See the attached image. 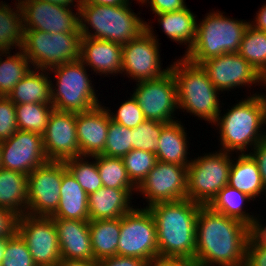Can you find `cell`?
Listing matches in <instances>:
<instances>
[{
  "instance_id": "5",
  "label": "cell",
  "mask_w": 266,
  "mask_h": 266,
  "mask_svg": "<svg viewBox=\"0 0 266 266\" xmlns=\"http://www.w3.org/2000/svg\"><path fill=\"white\" fill-rule=\"evenodd\" d=\"M176 81L178 108L213 124L221 113L219 91L201 65L184 56L170 65Z\"/></svg>"
},
{
  "instance_id": "3",
  "label": "cell",
  "mask_w": 266,
  "mask_h": 266,
  "mask_svg": "<svg viewBox=\"0 0 266 266\" xmlns=\"http://www.w3.org/2000/svg\"><path fill=\"white\" fill-rule=\"evenodd\" d=\"M227 110L212 124L219 127L221 151L244 154L247 149L248 153V147L252 150L266 139V132L261 129L266 125L265 107L259 93L247 96Z\"/></svg>"
},
{
  "instance_id": "33",
  "label": "cell",
  "mask_w": 266,
  "mask_h": 266,
  "mask_svg": "<svg viewBox=\"0 0 266 266\" xmlns=\"http://www.w3.org/2000/svg\"><path fill=\"white\" fill-rule=\"evenodd\" d=\"M0 56L6 57L5 60L0 57V96H8L15 85L31 71L32 65L21 49L15 55L11 56L9 51L0 52Z\"/></svg>"
},
{
  "instance_id": "10",
  "label": "cell",
  "mask_w": 266,
  "mask_h": 266,
  "mask_svg": "<svg viewBox=\"0 0 266 266\" xmlns=\"http://www.w3.org/2000/svg\"><path fill=\"white\" fill-rule=\"evenodd\" d=\"M117 255L147 263L159 258L156 223L148 208L135 207L121 217Z\"/></svg>"
},
{
  "instance_id": "4",
  "label": "cell",
  "mask_w": 266,
  "mask_h": 266,
  "mask_svg": "<svg viewBox=\"0 0 266 266\" xmlns=\"http://www.w3.org/2000/svg\"><path fill=\"white\" fill-rule=\"evenodd\" d=\"M129 3L105 6L82 1L79 7L81 36L107 40L122 46L139 37L146 30V21L133 12Z\"/></svg>"
},
{
  "instance_id": "22",
  "label": "cell",
  "mask_w": 266,
  "mask_h": 266,
  "mask_svg": "<svg viewBox=\"0 0 266 266\" xmlns=\"http://www.w3.org/2000/svg\"><path fill=\"white\" fill-rule=\"evenodd\" d=\"M80 60L98 75L122 74V45L96 38L81 37Z\"/></svg>"
},
{
  "instance_id": "52",
  "label": "cell",
  "mask_w": 266,
  "mask_h": 266,
  "mask_svg": "<svg viewBox=\"0 0 266 266\" xmlns=\"http://www.w3.org/2000/svg\"><path fill=\"white\" fill-rule=\"evenodd\" d=\"M57 266H98L96 261L65 260L61 259Z\"/></svg>"
},
{
  "instance_id": "26",
  "label": "cell",
  "mask_w": 266,
  "mask_h": 266,
  "mask_svg": "<svg viewBox=\"0 0 266 266\" xmlns=\"http://www.w3.org/2000/svg\"><path fill=\"white\" fill-rule=\"evenodd\" d=\"M48 75H50L48 70L32 68L31 71L15 85L7 97L15 104H52L51 78Z\"/></svg>"
},
{
  "instance_id": "43",
  "label": "cell",
  "mask_w": 266,
  "mask_h": 266,
  "mask_svg": "<svg viewBox=\"0 0 266 266\" xmlns=\"http://www.w3.org/2000/svg\"><path fill=\"white\" fill-rule=\"evenodd\" d=\"M17 130L15 103L7 96H0V142L11 138Z\"/></svg>"
},
{
  "instance_id": "11",
  "label": "cell",
  "mask_w": 266,
  "mask_h": 266,
  "mask_svg": "<svg viewBox=\"0 0 266 266\" xmlns=\"http://www.w3.org/2000/svg\"><path fill=\"white\" fill-rule=\"evenodd\" d=\"M150 22L146 30L122 46V74L136 82L154 79L170 70L161 66L159 43Z\"/></svg>"
},
{
  "instance_id": "55",
  "label": "cell",
  "mask_w": 266,
  "mask_h": 266,
  "mask_svg": "<svg viewBox=\"0 0 266 266\" xmlns=\"http://www.w3.org/2000/svg\"><path fill=\"white\" fill-rule=\"evenodd\" d=\"M10 238L11 237H1L0 238V266H1L2 260L4 259V252L6 249L7 242Z\"/></svg>"
},
{
  "instance_id": "12",
  "label": "cell",
  "mask_w": 266,
  "mask_h": 266,
  "mask_svg": "<svg viewBox=\"0 0 266 266\" xmlns=\"http://www.w3.org/2000/svg\"><path fill=\"white\" fill-rule=\"evenodd\" d=\"M137 83L132 95L146 120L163 123L176 121L174 112L179 109L177 87L171 69L160 77Z\"/></svg>"
},
{
  "instance_id": "39",
  "label": "cell",
  "mask_w": 266,
  "mask_h": 266,
  "mask_svg": "<svg viewBox=\"0 0 266 266\" xmlns=\"http://www.w3.org/2000/svg\"><path fill=\"white\" fill-rule=\"evenodd\" d=\"M132 150V134L131 129L122 126L113 120L109 115V127L104 151V156L122 158Z\"/></svg>"
},
{
  "instance_id": "15",
  "label": "cell",
  "mask_w": 266,
  "mask_h": 266,
  "mask_svg": "<svg viewBox=\"0 0 266 266\" xmlns=\"http://www.w3.org/2000/svg\"><path fill=\"white\" fill-rule=\"evenodd\" d=\"M17 233L25 241L34 263L57 265L60 255L57 229L51 217L24 214L18 217Z\"/></svg>"
},
{
  "instance_id": "31",
  "label": "cell",
  "mask_w": 266,
  "mask_h": 266,
  "mask_svg": "<svg viewBox=\"0 0 266 266\" xmlns=\"http://www.w3.org/2000/svg\"><path fill=\"white\" fill-rule=\"evenodd\" d=\"M18 4V5H17ZM16 9L0 2V52H9L19 48L24 40V22L21 5L15 2Z\"/></svg>"
},
{
  "instance_id": "54",
  "label": "cell",
  "mask_w": 266,
  "mask_h": 266,
  "mask_svg": "<svg viewBox=\"0 0 266 266\" xmlns=\"http://www.w3.org/2000/svg\"><path fill=\"white\" fill-rule=\"evenodd\" d=\"M42 1H48L51 3H55V4H59V5H63V6H68V7L73 6L74 8H76L75 9L76 11H79V7H80V4L82 2V0H42ZM74 2H76L75 5H73Z\"/></svg>"
},
{
  "instance_id": "48",
  "label": "cell",
  "mask_w": 266,
  "mask_h": 266,
  "mask_svg": "<svg viewBox=\"0 0 266 266\" xmlns=\"http://www.w3.org/2000/svg\"><path fill=\"white\" fill-rule=\"evenodd\" d=\"M251 151L249 154L257 163L266 194V139L257 144Z\"/></svg>"
},
{
  "instance_id": "42",
  "label": "cell",
  "mask_w": 266,
  "mask_h": 266,
  "mask_svg": "<svg viewBox=\"0 0 266 266\" xmlns=\"http://www.w3.org/2000/svg\"><path fill=\"white\" fill-rule=\"evenodd\" d=\"M119 106L120 107L115 113L111 112L107 107L110 118L114 122L133 129L146 120L140 105L133 95Z\"/></svg>"
},
{
  "instance_id": "16",
  "label": "cell",
  "mask_w": 266,
  "mask_h": 266,
  "mask_svg": "<svg viewBox=\"0 0 266 266\" xmlns=\"http://www.w3.org/2000/svg\"><path fill=\"white\" fill-rule=\"evenodd\" d=\"M18 3L22 8L24 30L73 33L79 27V11L75 14L72 7L42 0H18Z\"/></svg>"
},
{
  "instance_id": "49",
  "label": "cell",
  "mask_w": 266,
  "mask_h": 266,
  "mask_svg": "<svg viewBox=\"0 0 266 266\" xmlns=\"http://www.w3.org/2000/svg\"><path fill=\"white\" fill-rule=\"evenodd\" d=\"M147 266H199L194 259L158 258Z\"/></svg>"
},
{
  "instance_id": "51",
  "label": "cell",
  "mask_w": 266,
  "mask_h": 266,
  "mask_svg": "<svg viewBox=\"0 0 266 266\" xmlns=\"http://www.w3.org/2000/svg\"><path fill=\"white\" fill-rule=\"evenodd\" d=\"M254 21L250 22V25L258 30L266 32V4L257 11Z\"/></svg>"
},
{
  "instance_id": "18",
  "label": "cell",
  "mask_w": 266,
  "mask_h": 266,
  "mask_svg": "<svg viewBox=\"0 0 266 266\" xmlns=\"http://www.w3.org/2000/svg\"><path fill=\"white\" fill-rule=\"evenodd\" d=\"M48 161L40 134L17 130L1 142L2 168L29 175Z\"/></svg>"
},
{
  "instance_id": "28",
  "label": "cell",
  "mask_w": 266,
  "mask_h": 266,
  "mask_svg": "<svg viewBox=\"0 0 266 266\" xmlns=\"http://www.w3.org/2000/svg\"><path fill=\"white\" fill-rule=\"evenodd\" d=\"M155 15L158 16L157 21L162 25L166 36L173 42L187 45L183 55L188 53L196 40L197 16L188 7L179 11Z\"/></svg>"
},
{
  "instance_id": "21",
  "label": "cell",
  "mask_w": 266,
  "mask_h": 266,
  "mask_svg": "<svg viewBox=\"0 0 266 266\" xmlns=\"http://www.w3.org/2000/svg\"><path fill=\"white\" fill-rule=\"evenodd\" d=\"M57 229L60 255L65 260L94 261L89 221L53 219Z\"/></svg>"
},
{
  "instance_id": "23",
  "label": "cell",
  "mask_w": 266,
  "mask_h": 266,
  "mask_svg": "<svg viewBox=\"0 0 266 266\" xmlns=\"http://www.w3.org/2000/svg\"><path fill=\"white\" fill-rule=\"evenodd\" d=\"M135 191L100 187L88 195L89 221L121 218L135 207L130 201Z\"/></svg>"
},
{
  "instance_id": "38",
  "label": "cell",
  "mask_w": 266,
  "mask_h": 266,
  "mask_svg": "<svg viewBox=\"0 0 266 266\" xmlns=\"http://www.w3.org/2000/svg\"><path fill=\"white\" fill-rule=\"evenodd\" d=\"M122 161L129 179L138 187L147 177V174L154 168L157 157L152 152L132 149L122 157Z\"/></svg>"
},
{
  "instance_id": "46",
  "label": "cell",
  "mask_w": 266,
  "mask_h": 266,
  "mask_svg": "<svg viewBox=\"0 0 266 266\" xmlns=\"http://www.w3.org/2000/svg\"><path fill=\"white\" fill-rule=\"evenodd\" d=\"M149 4L154 14L169 13L184 9L185 0H143L141 4Z\"/></svg>"
},
{
  "instance_id": "2",
  "label": "cell",
  "mask_w": 266,
  "mask_h": 266,
  "mask_svg": "<svg viewBox=\"0 0 266 266\" xmlns=\"http://www.w3.org/2000/svg\"><path fill=\"white\" fill-rule=\"evenodd\" d=\"M200 207L190 199L148 207L156 223L159 258L194 259Z\"/></svg>"
},
{
  "instance_id": "56",
  "label": "cell",
  "mask_w": 266,
  "mask_h": 266,
  "mask_svg": "<svg viewBox=\"0 0 266 266\" xmlns=\"http://www.w3.org/2000/svg\"><path fill=\"white\" fill-rule=\"evenodd\" d=\"M261 86H266V79L264 80L263 84ZM259 95L261 96L263 103H264V107H265V123H266V95L265 94H261L259 93Z\"/></svg>"
},
{
  "instance_id": "50",
  "label": "cell",
  "mask_w": 266,
  "mask_h": 266,
  "mask_svg": "<svg viewBox=\"0 0 266 266\" xmlns=\"http://www.w3.org/2000/svg\"><path fill=\"white\" fill-rule=\"evenodd\" d=\"M256 216L253 223L249 227L250 238L255 242H265L266 243V226L261 224Z\"/></svg>"
},
{
  "instance_id": "40",
  "label": "cell",
  "mask_w": 266,
  "mask_h": 266,
  "mask_svg": "<svg viewBox=\"0 0 266 266\" xmlns=\"http://www.w3.org/2000/svg\"><path fill=\"white\" fill-rule=\"evenodd\" d=\"M167 123L145 120L136 128L131 129L132 149L156 153L162 128Z\"/></svg>"
},
{
  "instance_id": "24",
  "label": "cell",
  "mask_w": 266,
  "mask_h": 266,
  "mask_svg": "<svg viewBox=\"0 0 266 266\" xmlns=\"http://www.w3.org/2000/svg\"><path fill=\"white\" fill-rule=\"evenodd\" d=\"M52 219L89 221L88 195L62 161L60 202Z\"/></svg>"
},
{
  "instance_id": "35",
  "label": "cell",
  "mask_w": 266,
  "mask_h": 266,
  "mask_svg": "<svg viewBox=\"0 0 266 266\" xmlns=\"http://www.w3.org/2000/svg\"><path fill=\"white\" fill-rule=\"evenodd\" d=\"M52 104L25 103L15 104L18 130L42 135L48 124Z\"/></svg>"
},
{
  "instance_id": "27",
  "label": "cell",
  "mask_w": 266,
  "mask_h": 266,
  "mask_svg": "<svg viewBox=\"0 0 266 266\" xmlns=\"http://www.w3.org/2000/svg\"><path fill=\"white\" fill-rule=\"evenodd\" d=\"M228 185L248 195L253 201L265 193L257 163L249 153H238V157L232 159Z\"/></svg>"
},
{
  "instance_id": "37",
  "label": "cell",
  "mask_w": 266,
  "mask_h": 266,
  "mask_svg": "<svg viewBox=\"0 0 266 266\" xmlns=\"http://www.w3.org/2000/svg\"><path fill=\"white\" fill-rule=\"evenodd\" d=\"M88 158L90 160V156H78L65 160L64 164L87 195H90L102 187L103 183L97 169L96 160L89 162Z\"/></svg>"
},
{
  "instance_id": "6",
  "label": "cell",
  "mask_w": 266,
  "mask_h": 266,
  "mask_svg": "<svg viewBox=\"0 0 266 266\" xmlns=\"http://www.w3.org/2000/svg\"><path fill=\"white\" fill-rule=\"evenodd\" d=\"M221 11H212L197 22L196 40L184 55L190 62L200 65L207 59L226 53H238L242 38L250 22L231 19Z\"/></svg>"
},
{
  "instance_id": "57",
  "label": "cell",
  "mask_w": 266,
  "mask_h": 266,
  "mask_svg": "<svg viewBox=\"0 0 266 266\" xmlns=\"http://www.w3.org/2000/svg\"><path fill=\"white\" fill-rule=\"evenodd\" d=\"M2 168V164H1V142H0V169Z\"/></svg>"
},
{
  "instance_id": "45",
  "label": "cell",
  "mask_w": 266,
  "mask_h": 266,
  "mask_svg": "<svg viewBox=\"0 0 266 266\" xmlns=\"http://www.w3.org/2000/svg\"><path fill=\"white\" fill-rule=\"evenodd\" d=\"M18 215L0 207V238L12 237L17 232Z\"/></svg>"
},
{
  "instance_id": "30",
  "label": "cell",
  "mask_w": 266,
  "mask_h": 266,
  "mask_svg": "<svg viewBox=\"0 0 266 266\" xmlns=\"http://www.w3.org/2000/svg\"><path fill=\"white\" fill-rule=\"evenodd\" d=\"M121 218L89 221L94 261L117 255Z\"/></svg>"
},
{
  "instance_id": "29",
  "label": "cell",
  "mask_w": 266,
  "mask_h": 266,
  "mask_svg": "<svg viewBox=\"0 0 266 266\" xmlns=\"http://www.w3.org/2000/svg\"><path fill=\"white\" fill-rule=\"evenodd\" d=\"M28 175L0 169V207L23 216L27 209Z\"/></svg>"
},
{
  "instance_id": "41",
  "label": "cell",
  "mask_w": 266,
  "mask_h": 266,
  "mask_svg": "<svg viewBox=\"0 0 266 266\" xmlns=\"http://www.w3.org/2000/svg\"><path fill=\"white\" fill-rule=\"evenodd\" d=\"M1 266H37L25 241L17 232L7 242Z\"/></svg>"
},
{
  "instance_id": "19",
  "label": "cell",
  "mask_w": 266,
  "mask_h": 266,
  "mask_svg": "<svg viewBox=\"0 0 266 266\" xmlns=\"http://www.w3.org/2000/svg\"><path fill=\"white\" fill-rule=\"evenodd\" d=\"M76 130V113L52 111L42 134L49 161H65L81 156Z\"/></svg>"
},
{
  "instance_id": "25",
  "label": "cell",
  "mask_w": 266,
  "mask_h": 266,
  "mask_svg": "<svg viewBox=\"0 0 266 266\" xmlns=\"http://www.w3.org/2000/svg\"><path fill=\"white\" fill-rule=\"evenodd\" d=\"M181 121L167 123L161 131L159 143L156 149L157 161L175 163L188 166L192 159L188 160L187 134ZM188 143V144H187Z\"/></svg>"
},
{
  "instance_id": "36",
  "label": "cell",
  "mask_w": 266,
  "mask_h": 266,
  "mask_svg": "<svg viewBox=\"0 0 266 266\" xmlns=\"http://www.w3.org/2000/svg\"><path fill=\"white\" fill-rule=\"evenodd\" d=\"M96 160L97 169L104 187L114 189H137L129 179L122 158L94 155L90 156Z\"/></svg>"
},
{
  "instance_id": "13",
  "label": "cell",
  "mask_w": 266,
  "mask_h": 266,
  "mask_svg": "<svg viewBox=\"0 0 266 266\" xmlns=\"http://www.w3.org/2000/svg\"><path fill=\"white\" fill-rule=\"evenodd\" d=\"M62 161H48L28 175L26 214L51 217L60 202Z\"/></svg>"
},
{
  "instance_id": "1",
  "label": "cell",
  "mask_w": 266,
  "mask_h": 266,
  "mask_svg": "<svg viewBox=\"0 0 266 266\" xmlns=\"http://www.w3.org/2000/svg\"><path fill=\"white\" fill-rule=\"evenodd\" d=\"M249 226L201 205L194 260L199 266H245Z\"/></svg>"
},
{
  "instance_id": "17",
  "label": "cell",
  "mask_w": 266,
  "mask_h": 266,
  "mask_svg": "<svg viewBox=\"0 0 266 266\" xmlns=\"http://www.w3.org/2000/svg\"><path fill=\"white\" fill-rule=\"evenodd\" d=\"M220 92L251 85H262L264 78L238 53H226L200 64Z\"/></svg>"
},
{
  "instance_id": "7",
  "label": "cell",
  "mask_w": 266,
  "mask_h": 266,
  "mask_svg": "<svg viewBox=\"0 0 266 266\" xmlns=\"http://www.w3.org/2000/svg\"><path fill=\"white\" fill-rule=\"evenodd\" d=\"M85 64L79 59L55 66L48 71L55 74L56 83L51 78V103L54 110L80 113L101 105L87 74ZM57 87V88H56ZM55 88V89H54Z\"/></svg>"
},
{
  "instance_id": "34",
  "label": "cell",
  "mask_w": 266,
  "mask_h": 266,
  "mask_svg": "<svg viewBox=\"0 0 266 266\" xmlns=\"http://www.w3.org/2000/svg\"><path fill=\"white\" fill-rule=\"evenodd\" d=\"M238 54L248 61L266 79V32L248 26Z\"/></svg>"
},
{
  "instance_id": "44",
  "label": "cell",
  "mask_w": 266,
  "mask_h": 266,
  "mask_svg": "<svg viewBox=\"0 0 266 266\" xmlns=\"http://www.w3.org/2000/svg\"><path fill=\"white\" fill-rule=\"evenodd\" d=\"M245 266H266V243L250 237L246 244Z\"/></svg>"
},
{
  "instance_id": "53",
  "label": "cell",
  "mask_w": 266,
  "mask_h": 266,
  "mask_svg": "<svg viewBox=\"0 0 266 266\" xmlns=\"http://www.w3.org/2000/svg\"><path fill=\"white\" fill-rule=\"evenodd\" d=\"M91 3L107 6H121L127 4L129 0H88Z\"/></svg>"
},
{
  "instance_id": "47",
  "label": "cell",
  "mask_w": 266,
  "mask_h": 266,
  "mask_svg": "<svg viewBox=\"0 0 266 266\" xmlns=\"http://www.w3.org/2000/svg\"><path fill=\"white\" fill-rule=\"evenodd\" d=\"M98 266H147V262L140 258L115 255L97 262Z\"/></svg>"
},
{
  "instance_id": "32",
  "label": "cell",
  "mask_w": 266,
  "mask_h": 266,
  "mask_svg": "<svg viewBox=\"0 0 266 266\" xmlns=\"http://www.w3.org/2000/svg\"><path fill=\"white\" fill-rule=\"evenodd\" d=\"M251 200L253 199L248 195L226 185L207 206L227 217L239 220L250 227L255 216L254 214L250 215V213L244 210V203Z\"/></svg>"
},
{
  "instance_id": "9",
  "label": "cell",
  "mask_w": 266,
  "mask_h": 266,
  "mask_svg": "<svg viewBox=\"0 0 266 266\" xmlns=\"http://www.w3.org/2000/svg\"><path fill=\"white\" fill-rule=\"evenodd\" d=\"M231 154L219 150L193 158L187 167V199L208 205L228 185Z\"/></svg>"
},
{
  "instance_id": "20",
  "label": "cell",
  "mask_w": 266,
  "mask_h": 266,
  "mask_svg": "<svg viewBox=\"0 0 266 266\" xmlns=\"http://www.w3.org/2000/svg\"><path fill=\"white\" fill-rule=\"evenodd\" d=\"M109 112L102 104L90 111L76 113V131L81 156L100 155L105 148Z\"/></svg>"
},
{
  "instance_id": "14",
  "label": "cell",
  "mask_w": 266,
  "mask_h": 266,
  "mask_svg": "<svg viewBox=\"0 0 266 266\" xmlns=\"http://www.w3.org/2000/svg\"><path fill=\"white\" fill-rule=\"evenodd\" d=\"M187 167L157 161L136 191L148 202L146 208L160 202L187 199Z\"/></svg>"
},
{
  "instance_id": "58",
  "label": "cell",
  "mask_w": 266,
  "mask_h": 266,
  "mask_svg": "<svg viewBox=\"0 0 266 266\" xmlns=\"http://www.w3.org/2000/svg\"><path fill=\"white\" fill-rule=\"evenodd\" d=\"M38 266H41V265H38ZM42 266H57V265H42Z\"/></svg>"
},
{
  "instance_id": "8",
  "label": "cell",
  "mask_w": 266,
  "mask_h": 266,
  "mask_svg": "<svg viewBox=\"0 0 266 266\" xmlns=\"http://www.w3.org/2000/svg\"><path fill=\"white\" fill-rule=\"evenodd\" d=\"M81 37L79 27L73 33L24 30L21 50L33 69L49 70L80 59Z\"/></svg>"
}]
</instances>
